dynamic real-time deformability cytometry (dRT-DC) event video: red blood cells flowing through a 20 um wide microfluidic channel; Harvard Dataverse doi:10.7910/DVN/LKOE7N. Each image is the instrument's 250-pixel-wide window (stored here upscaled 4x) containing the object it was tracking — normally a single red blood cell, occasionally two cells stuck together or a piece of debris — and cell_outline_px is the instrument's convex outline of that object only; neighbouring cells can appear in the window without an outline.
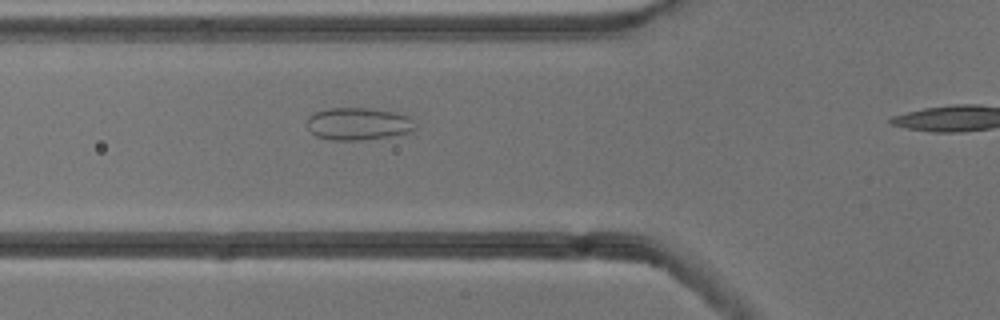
{"species": "common noctule bat (a hibernating species)", "species_latin": "Nyctalus noctula", "temperature_condition": "cold", "stored_images_in_passage": 4, "camera_frame_rate_fps": 3000, "um_per_image_px": 0.085, "animal": {"sex": "male", "body_mass_g": 13.3}, "frame": {"image": 1, "passage_image": 3, "time_ms": 0.667, "image_size_px": [1000, 320], "cell_outline_px": [[412, 132], [388, 136], [360, 140], [332, 140], [316, 136], [308, 128], [308, 116], [316, 112], [328, 108], [372, 108], [396, 112], [408, 116], [412, 128]], "centroid_in_image_um": [30.4, 10.52], "position_along_channel_um": 95.4, "area_um2": 20.11}}